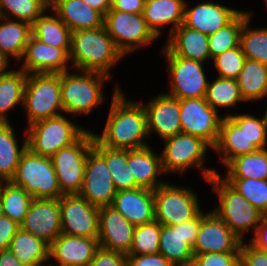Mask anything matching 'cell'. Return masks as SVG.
<instances>
[{
  "label": "cell",
  "mask_w": 267,
  "mask_h": 266,
  "mask_svg": "<svg viewBox=\"0 0 267 266\" xmlns=\"http://www.w3.org/2000/svg\"><path fill=\"white\" fill-rule=\"evenodd\" d=\"M115 82L109 113L101 133L93 131L103 146L114 149L136 150L150 146L146 110L140 99L133 100Z\"/></svg>",
  "instance_id": "cell-1"
},
{
  "label": "cell",
  "mask_w": 267,
  "mask_h": 266,
  "mask_svg": "<svg viewBox=\"0 0 267 266\" xmlns=\"http://www.w3.org/2000/svg\"><path fill=\"white\" fill-rule=\"evenodd\" d=\"M69 55L72 69L99 72L111 78L117 63L124 58L127 60L104 25L96 29L72 32Z\"/></svg>",
  "instance_id": "cell-2"
},
{
  "label": "cell",
  "mask_w": 267,
  "mask_h": 266,
  "mask_svg": "<svg viewBox=\"0 0 267 266\" xmlns=\"http://www.w3.org/2000/svg\"><path fill=\"white\" fill-rule=\"evenodd\" d=\"M112 78L99 72L71 69L61 73V100L63 112L70 116H89L104 105L105 82Z\"/></svg>",
  "instance_id": "cell-3"
},
{
  "label": "cell",
  "mask_w": 267,
  "mask_h": 266,
  "mask_svg": "<svg viewBox=\"0 0 267 266\" xmlns=\"http://www.w3.org/2000/svg\"><path fill=\"white\" fill-rule=\"evenodd\" d=\"M161 166L163 173L168 176L176 174L183 177L189 169L201 171V178L207 182L213 175L218 174L216 168L206 167L208 152L213 149L202 138L185 133L162 140ZM173 174V175H172ZM181 175V176H180Z\"/></svg>",
  "instance_id": "cell-4"
},
{
  "label": "cell",
  "mask_w": 267,
  "mask_h": 266,
  "mask_svg": "<svg viewBox=\"0 0 267 266\" xmlns=\"http://www.w3.org/2000/svg\"><path fill=\"white\" fill-rule=\"evenodd\" d=\"M217 195L218 203L211 209L242 240L252 232L254 235L260 221L265 217L242 195L233 189L220 173L213 175L207 182ZM250 231V232H249Z\"/></svg>",
  "instance_id": "cell-5"
},
{
  "label": "cell",
  "mask_w": 267,
  "mask_h": 266,
  "mask_svg": "<svg viewBox=\"0 0 267 266\" xmlns=\"http://www.w3.org/2000/svg\"><path fill=\"white\" fill-rule=\"evenodd\" d=\"M22 108L26 113V127L63 114L61 73L28 74Z\"/></svg>",
  "instance_id": "cell-6"
},
{
  "label": "cell",
  "mask_w": 267,
  "mask_h": 266,
  "mask_svg": "<svg viewBox=\"0 0 267 266\" xmlns=\"http://www.w3.org/2000/svg\"><path fill=\"white\" fill-rule=\"evenodd\" d=\"M70 117L63 113L26 127L27 148L36 155L51 158L61 148L76 142L88 128Z\"/></svg>",
  "instance_id": "cell-7"
},
{
  "label": "cell",
  "mask_w": 267,
  "mask_h": 266,
  "mask_svg": "<svg viewBox=\"0 0 267 266\" xmlns=\"http://www.w3.org/2000/svg\"><path fill=\"white\" fill-rule=\"evenodd\" d=\"M165 182L154 190L155 220L161 225H178L194 219L202 210L198 193L191 187Z\"/></svg>",
  "instance_id": "cell-8"
},
{
  "label": "cell",
  "mask_w": 267,
  "mask_h": 266,
  "mask_svg": "<svg viewBox=\"0 0 267 266\" xmlns=\"http://www.w3.org/2000/svg\"><path fill=\"white\" fill-rule=\"evenodd\" d=\"M11 182L33 198L59 199L63 196L50 157L24 151Z\"/></svg>",
  "instance_id": "cell-9"
},
{
  "label": "cell",
  "mask_w": 267,
  "mask_h": 266,
  "mask_svg": "<svg viewBox=\"0 0 267 266\" xmlns=\"http://www.w3.org/2000/svg\"><path fill=\"white\" fill-rule=\"evenodd\" d=\"M160 55L167 62L169 76V92L164 93L179 100L205 97L209 84L206 63L176 56L165 45Z\"/></svg>",
  "instance_id": "cell-10"
},
{
  "label": "cell",
  "mask_w": 267,
  "mask_h": 266,
  "mask_svg": "<svg viewBox=\"0 0 267 266\" xmlns=\"http://www.w3.org/2000/svg\"><path fill=\"white\" fill-rule=\"evenodd\" d=\"M94 138L93 130L88 129L76 142L61 148L51 157L63 195L80 193L88 153L93 149Z\"/></svg>",
  "instance_id": "cell-11"
},
{
  "label": "cell",
  "mask_w": 267,
  "mask_h": 266,
  "mask_svg": "<svg viewBox=\"0 0 267 266\" xmlns=\"http://www.w3.org/2000/svg\"><path fill=\"white\" fill-rule=\"evenodd\" d=\"M103 25L126 58L143 47H152L158 39L147 27L143 13L131 14L111 8L104 16Z\"/></svg>",
  "instance_id": "cell-12"
},
{
  "label": "cell",
  "mask_w": 267,
  "mask_h": 266,
  "mask_svg": "<svg viewBox=\"0 0 267 266\" xmlns=\"http://www.w3.org/2000/svg\"><path fill=\"white\" fill-rule=\"evenodd\" d=\"M179 108L182 133L200 137L213 148L224 115L211 108L205 97L181 99Z\"/></svg>",
  "instance_id": "cell-13"
},
{
  "label": "cell",
  "mask_w": 267,
  "mask_h": 266,
  "mask_svg": "<svg viewBox=\"0 0 267 266\" xmlns=\"http://www.w3.org/2000/svg\"><path fill=\"white\" fill-rule=\"evenodd\" d=\"M201 212L190 221L161 225L159 253L174 266H191L194 261L193 245L199 233Z\"/></svg>",
  "instance_id": "cell-14"
},
{
  "label": "cell",
  "mask_w": 267,
  "mask_h": 266,
  "mask_svg": "<svg viewBox=\"0 0 267 266\" xmlns=\"http://www.w3.org/2000/svg\"><path fill=\"white\" fill-rule=\"evenodd\" d=\"M62 233L78 237H99V209L79 194L59 198Z\"/></svg>",
  "instance_id": "cell-15"
},
{
  "label": "cell",
  "mask_w": 267,
  "mask_h": 266,
  "mask_svg": "<svg viewBox=\"0 0 267 266\" xmlns=\"http://www.w3.org/2000/svg\"><path fill=\"white\" fill-rule=\"evenodd\" d=\"M242 240L212 210L201 211L199 233L193 245L194 255L240 252Z\"/></svg>",
  "instance_id": "cell-16"
},
{
  "label": "cell",
  "mask_w": 267,
  "mask_h": 266,
  "mask_svg": "<svg viewBox=\"0 0 267 266\" xmlns=\"http://www.w3.org/2000/svg\"><path fill=\"white\" fill-rule=\"evenodd\" d=\"M69 52L70 48L53 47L31 35L18 68L27 74L63 73L72 69Z\"/></svg>",
  "instance_id": "cell-17"
},
{
  "label": "cell",
  "mask_w": 267,
  "mask_h": 266,
  "mask_svg": "<svg viewBox=\"0 0 267 266\" xmlns=\"http://www.w3.org/2000/svg\"><path fill=\"white\" fill-rule=\"evenodd\" d=\"M117 190L105 160L92 149L85 165L80 196L98 207L112 205Z\"/></svg>",
  "instance_id": "cell-18"
},
{
  "label": "cell",
  "mask_w": 267,
  "mask_h": 266,
  "mask_svg": "<svg viewBox=\"0 0 267 266\" xmlns=\"http://www.w3.org/2000/svg\"><path fill=\"white\" fill-rule=\"evenodd\" d=\"M20 228L50 245L62 233L59 199L33 198Z\"/></svg>",
  "instance_id": "cell-19"
},
{
  "label": "cell",
  "mask_w": 267,
  "mask_h": 266,
  "mask_svg": "<svg viewBox=\"0 0 267 266\" xmlns=\"http://www.w3.org/2000/svg\"><path fill=\"white\" fill-rule=\"evenodd\" d=\"M146 114L148 133L158 135L160 140L182 133L180 122L179 99L163 93L149 98V102H142Z\"/></svg>",
  "instance_id": "cell-20"
},
{
  "label": "cell",
  "mask_w": 267,
  "mask_h": 266,
  "mask_svg": "<svg viewBox=\"0 0 267 266\" xmlns=\"http://www.w3.org/2000/svg\"><path fill=\"white\" fill-rule=\"evenodd\" d=\"M187 1L183 24L206 35L216 33L242 10L215 0H202L194 6H190Z\"/></svg>",
  "instance_id": "cell-21"
},
{
  "label": "cell",
  "mask_w": 267,
  "mask_h": 266,
  "mask_svg": "<svg viewBox=\"0 0 267 266\" xmlns=\"http://www.w3.org/2000/svg\"><path fill=\"white\" fill-rule=\"evenodd\" d=\"M135 226L111 205L99 209V247L127 255Z\"/></svg>",
  "instance_id": "cell-22"
},
{
  "label": "cell",
  "mask_w": 267,
  "mask_h": 266,
  "mask_svg": "<svg viewBox=\"0 0 267 266\" xmlns=\"http://www.w3.org/2000/svg\"><path fill=\"white\" fill-rule=\"evenodd\" d=\"M98 248V238L61 233L50 244L49 262L53 266H89Z\"/></svg>",
  "instance_id": "cell-23"
},
{
  "label": "cell",
  "mask_w": 267,
  "mask_h": 266,
  "mask_svg": "<svg viewBox=\"0 0 267 266\" xmlns=\"http://www.w3.org/2000/svg\"><path fill=\"white\" fill-rule=\"evenodd\" d=\"M111 206L134 226L155 220L154 191L150 189L139 187L117 191Z\"/></svg>",
  "instance_id": "cell-24"
},
{
  "label": "cell",
  "mask_w": 267,
  "mask_h": 266,
  "mask_svg": "<svg viewBox=\"0 0 267 266\" xmlns=\"http://www.w3.org/2000/svg\"><path fill=\"white\" fill-rule=\"evenodd\" d=\"M156 151L157 149H154L152 145L136 150H127V164L137 185L153 191L166 182L164 180L166 175L161 166V154Z\"/></svg>",
  "instance_id": "cell-25"
},
{
  "label": "cell",
  "mask_w": 267,
  "mask_h": 266,
  "mask_svg": "<svg viewBox=\"0 0 267 266\" xmlns=\"http://www.w3.org/2000/svg\"><path fill=\"white\" fill-rule=\"evenodd\" d=\"M185 3L186 0H145L143 17L158 39L165 34L166 26H171L169 37L184 22Z\"/></svg>",
  "instance_id": "cell-26"
},
{
  "label": "cell",
  "mask_w": 267,
  "mask_h": 266,
  "mask_svg": "<svg viewBox=\"0 0 267 266\" xmlns=\"http://www.w3.org/2000/svg\"><path fill=\"white\" fill-rule=\"evenodd\" d=\"M164 44L174 55L207 63L211 62L208 35L191 29L183 23L175 29Z\"/></svg>",
  "instance_id": "cell-27"
},
{
  "label": "cell",
  "mask_w": 267,
  "mask_h": 266,
  "mask_svg": "<svg viewBox=\"0 0 267 266\" xmlns=\"http://www.w3.org/2000/svg\"><path fill=\"white\" fill-rule=\"evenodd\" d=\"M50 8L72 32L103 26L104 17L82 0H50Z\"/></svg>",
  "instance_id": "cell-28"
},
{
  "label": "cell",
  "mask_w": 267,
  "mask_h": 266,
  "mask_svg": "<svg viewBox=\"0 0 267 266\" xmlns=\"http://www.w3.org/2000/svg\"><path fill=\"white\" fill-rule=\"evenodd\" d=\"M15 127L12 122H0V181H11L16 173L17 166L24 151L27 149V135L24 130L23 142L16 134ZM17 136V137H16ZM21 144V145H20Z\"/></svg>",
  "instance_id": "cell-29"
},
{
  "label": "cell",
  "mask_w": 267,
  "mask_h": 266,
  "mask_svg": "<svg viewBox=\"0 0 267 266\" xmlns=\"http://www.w3.org/2000/svg\"><path fill=\"white\" fill-rule=\"evenodd\" d=\"M212 150L219 156L220 165L225 167L235 157L254 152L257 148L248 142L243 129H239L228 117H224L217 143Z\"/></svg>",
  "instance_id": "cell-30"
},
{
  "label": "cell",
  "mask_w": 267,
  "mask_h": 266,
  "mask_svg": "<svg viewBox=\"0 0 267 266\" xmlns=\"http://www.w3.org/2000/svg\"><path fill=\"white\" fill-rule=\"evenodd\" d=\"M31 35L29 23L0 16V51L13 62L15 60V67L21 61Z\"/></svg>",
  "instance_id": "cell-31"
},
{
  "label": "cell",
  "mask_w": 267,
  "mask_h": 266,
  "mask_svg": "<svg viewBox=\"0 0 267 266\" xmlns=\"http://www.w3.org/2000/svg\"><path fill=\"white\" fill-rule=\"evenodd\" d=\"M27 76L25 71L14 65L9 73L0 76V122H12L9 117L13 109L23 106Z\"/></svg>",
  "instance_id": "cell-32"
},
{
  "label": "cell",
  "mask_w": 267,
  "mask_h": 266,
  "mask_svg": "<svg viewBox=\"0 0 267 266\" xmlns=\"http://www.w3.org/2000/svg\"><path fill=\"white\" fill-rule=\"evenodd\" d=\"M93 149L105 160L117 191L139 188L127 164V150L101 145L95 138Z\"/></svg>",
  "instance_id": "cell-33"
},
{
  "label": "cell",
  "mask_w": 267,
  "mask_h": 266,
  "mask_svg": "<svg viewBox=\"0 0 267 266\" xmlns=\"http://www.w3.org/2000/svg\"><path fill=\"white\" fill-rule=\"evenodd\" d=\"M205 100L211 108L219 113L221 112L220 110H227L225 112L226 114L222 112L224 117H229L232 114L229 110L236 111L234 108H237L236 106H239L238 104H247L241 96L236 79L221 78L218 76L212 77V81L209 80Z\"/></svg>",
  "instance_id": "cell-34"
},
{
  "label": "cell",
  "mask_w": 267,
  "mask_h": 266,
  "mask_svg": "<svg viewBox=\"0 0 267 266\" xmlns=\"http://www.w3.org/2000/svg\"><path fill=\"white\" fill-rule=\"evenodd\" d=\"M243 100L247 103L265 99L267 93V65L246 58L236 79Z\"/></svg>",
  "instance_id": "cell-35"
},
{
  "label": "cell",
  "mask_w": 267,
  "mask_h": 266,
  "mask_svg": "<svg viewBox=\"0 0 267 266\" xmlns=\"http://www.w3.org/2000/svg\"><path fill=\"white\" fill-rule=\"evenodd\" d=\"M49 248L48 243L21 228L9 245V250L15 257L28 266L47 264L49 262Z\"/></svg>",
  "instance_id": "cell-36"
},
{
  "label": "cell",
  "mask_w": 267,
  "mask_h": 266,
  "mask_svg": "<svg viewBox=\"0 0 267 266\" xmlns=\"http://www.w3.org/2000/svg\"><path fill=\"white\" fill-rule=\"evenodd\" d=\"M71 34L72 31L51 8L38 17L32 25V35L42 43L53 47L70 48Z\"/></svg>",
  "instance_id": "cell-37"
},
{
  "label": "cell",
  "mask_w": 267,
  "mask_h": 266,
  "mask_svg": "<svg viewBox=\"0 0 267 266\" xmlns=\"http://www.w3.org/2000/svg\"><path fill=\"white\" fill-rule=\"evenodd\" d=\"M222 178H253L267 180V148L240 155L226 166Z\"/></svg>",
  "instance_id": "cell-38"
},
{
  "label": "cell",
  "mask_w": 267,
  "mask_h": 266,
  "mask_svg": "<svg viewBox=\"0 0 267 266\" xmlns=\"http://www.w3.org/2000/svg\"><path fill=\"white\" fill-rule=\"evenodd\" d=\"M254 13V10L243 9L224 27L216 33L208 35V46L211 61L214 57L230 50L240 43V32L245 20Z\"/></svg>",
  "instance_id": "cell-39"
},
{
  "label": "cell",
  "mask_w": 267,
  "mask_h": 266,
  "mask_svg": "<svg viewBox=\"0 0 267 266\" xmlns=\"http://www.w3.org/2000/svg\"><path fill=\"white\" fill-rule=\"evenodd\" d=\"M33 197L22 187L14 185L11 181L1 182L0 200L4 216L21 224L28 211Z\"/></svg>",
  "instance_id": "cell-40"
},
{
  "label": "cell",
  "mask_w": 267,
  "mask_h": 266,
  "mask_svg": "<svg viewBox=\"0 0 267 266\" xmlns=\"http://www.w3.org/2000/svg\"><path fill=\"white\" fill-rule=\"evenodd\" d=\"M252 13L243 23L240 32V46L246 58L267 65V26L251 27Z\"/></svg>",
  "instance_id": "cell-41"
},
{
  "label": "cell",
  "mask_w": 267,
  "mask_h": 266,
  "mask_svg": "<svg viewBox=\"0 0 267 266\" xmlns=\"http://www.w3.org/2000/svg\"><path fill=\"white\" fill-rule=\"evenodd\" d=\"M50 9V0H0V16L33 25Z\"/></svg>",
  "instance_id": "cell-42"
},
{
  "label": "cell",
  "mask_w": 267,
  "mask_h": 266,
  "mask_svg": "<svg viewBox=\"0 0 267 266\" xmlns=\"http://www.w3.org/2000/svg\"><path fill=\"white\" fill-rule=\"evenodd\" d=\"M263 116V117H262ZM261 117L254 116L248 112L232 111L228 117L239 129H243L248 142L257 149L267 148V116L263 113Z\"/></svg>",
  "instance_id": "cell-43"
},
{
  "label": "cell",
  "mask_w": 267,
  "mask_h": 266,
  "mask_svg": "<svg viewBox=\"0 0 267 266\" xmlns=\"http://www.w3.org/2000/svg\"><path fill=\"white\" fill-rule=\"evenodd\" d=\"M264 216H267V180L253 178H223Z\"/></svg>",
  "instance_id": "cell-44"
},
{
  "label": "cell",
  "mask_w": 267,
  "mask_h": 266,
  "mask_svg": "<svg viewBox=\"0 0 267 266\" xmlns=\"http://www.w3.org/2000/svg\"><path fill=\"white\" fill-rule=\"evenodd\" d=\"M161 224L154 220L135 226L133 242L127 255H146L159 253Z\"/></svg>",
  "instance_id": "cell-45"
},
{
  "label": "cell",
  "mask_w": 267,
  "mask_h": 266,
  "mask_svg": "<svg viewBox=\"0 0 267 266\" xmlns=\"http://www.w3.org/2000/svg\"><path fill=\"white\" fill-rule=\"evenodd\" d=\"M246 57L240 44L214 57L210 64L214 65L215 74L221 78L237 79L243 69Z\"/></svg>",
  "instance_id": "cell-46"
},
{
  "label": "cell",
  "mask_w": 267,
  "mask_h": 266,
  "mask_svg": "<svg viewBox=\"0 0 267 266\" xmlns=\"http://www.w3.org/2000/svg\"><path fill=\"white\" fill-rule=\"evenodd\" d=\"M192 266H240L239 252H210L194 255Z\"/></svg>",
  "instance_id": "cell-47"
},
{
  "label": "cell",
  "mask_w": 267,
  "mask_h": 266,
  "mask_svg": "<svg viewBox=\"0 0 267 266\" xmlns=\"http://www.w3.org/2000/svg\"><path fill=\"white\" fill-rule=\"evenodd\" d=\"M239 265L267 266V251L256 248L250 242L242 241L239 252Z\"/></svg>",
  "instance_id": "cell-48"
},
{
  "label": "cell",
  "mask_w": 267,
  "mask_h": 266,
  "mask_svg": "<svg viewBox=\"0 0 267 266\" xmlns=\"http://www.w3.org/2000/svg\"><path fill=\"white\" fill-rule=\"evenodd\" d=\"M89 266H127V255L99 247Z\"/></svg>",
  "instance_id": "cell-49"
},
{
  "label": "cell",
  "mask_w": 267,
  "mask_h": 266,
  "mask_svg": "<svg viewBox=\"0 0 267 266\" xmlns=\"http://www.w3.org/2000/svg\"><path fill=\"white\" fill-rule=\"evenodd\" d=\"M127 266H174L162 254L127 255Z\"/></svg>",
  "instance_id": "cell-50"
},
{
  "label": "cell",
  "mask_w": 267,
  "mask_h": 266,
  "mask_svg": "<svg viewBox=\"0 0 267 266\" xmlns=\"http://www.w3.org/2000/svg\"><path fill=\"white\" fill-rule=\"evenodd\" d=\"M20 229V224L10 218H0V251L9 249L12 238Z\"/></svg>",
  "instance_id": "cell-51"
},
{
  "label": "cell",
  "mask_w": 267,
  "mask_h": 266,
  "mask_svg": "<svg viewBox=\"0 0 267 266\" xmlns=\"http://www.w3.org/2000/svg\"><path fill=\"white\" fill-rule=\"evenodd\" d=\"M249 242L256 248L267 251V216L260 221L254 235L249 238Z\"/></svg>",
  "instance_id": "cell-52"
},
{
  "label": "cell",
  "mask_w": 267,
  "mask_h": 266,
  "mask_svg": "<svg viewBox=\"0 0 267 266\" xmlns=\"http://www.w3.org/2000/svg\"><path fill=\"white\" fill-rule=\"evenodd\" d=\"M144 5L145 0H117L111 8L131 14H141L144 11Z\"/></svg>",
  "instance_id": "cell-53"
},
{
  "label": "cell",
  "mask_w": 267,
  "mask_h": 266,
  "mask_svg": "<svg viewBox=\"0 0 267 266\" xmlns=\"http://www.w3.org/2000/svg\"><path fill=\"white\" fill-rule=\"evenodd\" d=\"M0 266H28V265L21 263L9 249H5L0 251Z\"/></svg>",
  "instance_id": "cell-54"
},
{
  "label": "cell",
  "mask_w": 267,
  "mask_h": 266,
  "mask_svg": "<svg viewBox=\"0 0 267 266\" xmlns=\"http://www.w3.org/2000/svg\"><path fill=\"white\" fill-rule=\"evenodd\" d=\"M82 1H84L92 9L98 11L103 17L112 7L110 0H82Z\"/></svg>",
  "instance_id": "cell-55"
},
{
  "label": "cell",
  "mask_w": 267,
  "mask_h": 266,
  "mask_svg": "<svg viewBox=\"0 0 267 266\" xmlns=\"http://www.w3.org/2000/svg\"><path fill=\"white\" fill-rule=\"evenodd\" d=\"M10 66H12L11 60L3 52L0 51V76L9 73L13 69Z\"/></svg>",
  "instance_id": "cell-56"
},
{
  "label": "cell",
  "mask_w": 267,
  "mask_h": 266,
  "mask_svg": "<svg viewBox=\"0 0 267 266\" xmlns=\"http://www.w3.org/2000/svg\"><path fill=\"white\" fill-rule=\"evenodd\" d=\"M3 216H4V212H3L2 203H1V200H0V218H2Z\"/></svg>",
  "instance_id": "cell-57"
},
{
  "label": "cell",
  "mask_w": 267,
  "mask_h": 266,
  "mask_svg": "<svg viewBox=\"0 0 267 266\" xmlns=\"http://www.w3.org/2000/svg\"><path fill=\"white\" fill-rule=\"evenodd\" d=\"M267 98V93H266V95H265V99ZM267 103V102H266ZM266 108V111L264 112V114L267 116V107H265Z\"/></svg>",
  "instance_id": "cell-58"
},
{
  "label": "cell",
  "mask_w": 267,
  "mask_h": 266,
  "mask_svg": "<svg viewBox=\"0 0 267 266\" xmlns=\"http://www.w3.org/2000/svg\"><path fill=\"white\" fill-rule=\"evenodd\" d=\"M263 1H264L263 4H265V7L267 9V0H263Z\"/></svg>",
  "instance_id": "cell-59"
},
{
  "label": "cell",
  "mask_w": 267,
  "mask_h": 266,
  "mask_svg": "<svg viewBox=\"0 0 267 266\" xmlns=\"http://www.w3.org/2000/svg\"><path fill=\"white\" fill-rule=\"evenodd\" d=\"M41 266H53L49 262L47 264L41 265Z\"/></svg>",
  "instance_id": "cell-60"
},
{
  "label": "cell",
  "mask_w": 267,
  "mask_h": 266,
  "mask_svg": "<svg viewBox=\"0 0 267 266\" xmlns=\"http://www.w3.org/2000/svg\"><path fill=\"white\" fill-rule=\"evenodd\" d=\"M117 0H110L111 4L113 5Z\"/></svg>",
  "instance_id": "cell-61"
}]
</instances>
